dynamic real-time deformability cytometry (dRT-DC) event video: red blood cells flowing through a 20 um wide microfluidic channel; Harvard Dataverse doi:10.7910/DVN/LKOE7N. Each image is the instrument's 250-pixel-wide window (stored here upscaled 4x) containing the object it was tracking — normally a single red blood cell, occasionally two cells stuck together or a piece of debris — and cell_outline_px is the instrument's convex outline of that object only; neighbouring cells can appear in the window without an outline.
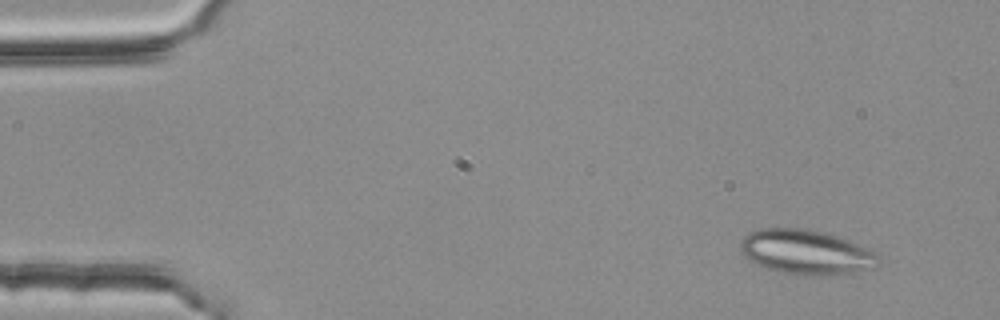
{"species": "common noctule bat (a hibernating species)", "species_latin": "Nyctalus noctula", "temperature_condition": "room temperature", "stored_images_in_passage": 3, "camera_frame_rate_fps": 3000, "um_per_image_px": 0.085, "animal": {"sex": "female", "body_mass_g": 25.1}, "frame": {"image": 1, "passage_image": 1, "time_ms": 0.0, "image_size_px": [1000, 320], "cell_outline_px": [[880, 260], [872, 268], [848, 272], [784, 272], [764, 268], [748, 260], [744, 256], [740, 248], [740, 240], [748, 232], [760, 228], [808, 228], [824, 232], [836, 236], [880, 252]], "centroid_in_image_um": [68.47, 21.36], "position_along_channel_um": 16.5, "area_um2": 35.03}}